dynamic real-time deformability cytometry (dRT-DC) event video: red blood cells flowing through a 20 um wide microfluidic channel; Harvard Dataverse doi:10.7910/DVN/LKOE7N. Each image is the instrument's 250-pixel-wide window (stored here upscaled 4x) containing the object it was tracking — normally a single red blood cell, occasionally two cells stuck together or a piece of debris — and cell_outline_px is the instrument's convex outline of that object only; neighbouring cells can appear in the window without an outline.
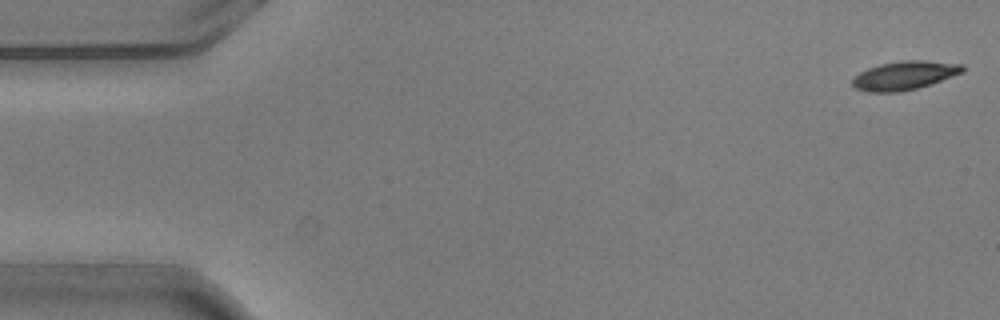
{"species": "common noctule bat (a hibernating species)", "species_latin": "Nyctalus noctula", "temperature_condition": "warm", "stored_images_in_passage": 6, "camera_frame_rate_fps": 3000, "um_per_image_px": 0.085, "animal": {"sex": "male", "body_mass_g": 20.5, "forearm_length_mm": 52.5}, "frame": {"image": 1, "passage_image": 1, "time_ms": 0.0, "image_size_px": [1000, 320], "cell_outline_px": [[964, 72], [916, 88], [900, 92], [868, 92], [856, 88], [852, 84], [852, 80], [860, 72], [868, 68], [880, 64], [904, 60], [924, 60], [964, 64]], "centroid_in_image_um": [76.88, 6.4], "position_along_channel_um": 8.1, "area_um2": 18.21}}
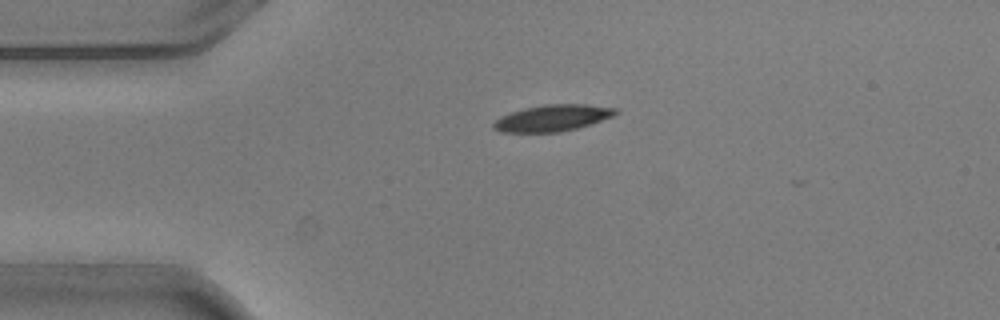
{"frame": {"image": 2, "passage_image": 4, "time_ms": 1.0, "image_size_px": [1000, 320], "cell_outline_px": [[620, 112], [612, 116], [576, 128], [560, 132], [500, 132], [492, 128], [492, 124], [500, 116], [524, 108], [544, 104], [588, 104], [616, 108]], "centroid_in_image_um": [46.94, 10.02], "position_along_channel_um": 38.1, "area_um2": 18.73}}